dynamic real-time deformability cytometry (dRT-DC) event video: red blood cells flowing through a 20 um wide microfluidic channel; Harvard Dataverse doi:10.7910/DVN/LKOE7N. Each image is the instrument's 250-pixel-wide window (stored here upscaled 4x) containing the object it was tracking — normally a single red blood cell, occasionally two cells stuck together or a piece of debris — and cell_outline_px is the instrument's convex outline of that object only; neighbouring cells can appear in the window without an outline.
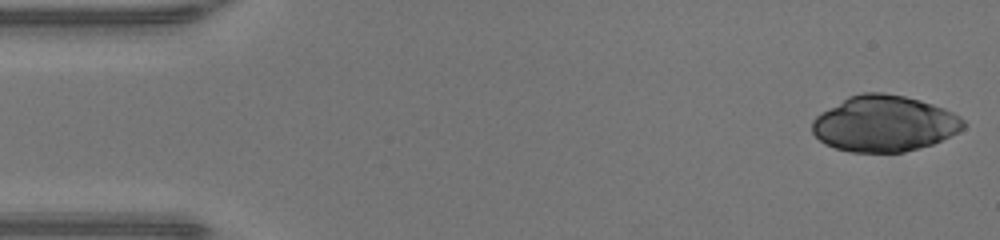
{"species": "human", "species_latin": "Homo sapiens", "temperature_condition": "warm", "stored_images_in_passage": 46, "camera_frame_rate_fps": 3000, "um_per_image_px": 0.085, "donor": {"sex": "male"}, "frame": {"image": 1, "passage_image": 1, "time_ms": 0.0, "image_size_px": [1000, 240], "cell_outline_px": [[968, 124], [964, 128], [932, 144], [904, 152], [852, 152], [836, 148], [824, 144], [812, 132], [812, 120], [816, 116], [848, 96], [864, 92], [884, 92], [904, 96], [920, 100], [944, 108], [960, 116]], "centroid_in_image_um": [75.16, 10.5], "position_along_channel_um": 9.8, "area_um2": 49.19}}
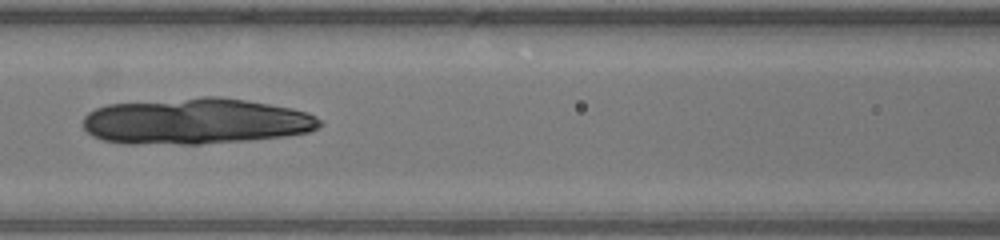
{"frame": {"image": 2, "passage_image": 20, "time_ms": 6.333, "image_size_px": [1000, 240], "cell_outline_px": [[324, 124], [308, 132], [284, 136], [248, 140], [200, 144], [124, 144], [104, 140], [92, 136], [84, 128], [84, 116], [88, 112], [104, 104], [200, 96], [220, 96], [292, 108], [308, 112], [316, 116]], "centroid_in_image_um": [16.61, 10.3], "position_along_channel_um": 150.0, "area_um2": 64.04}}
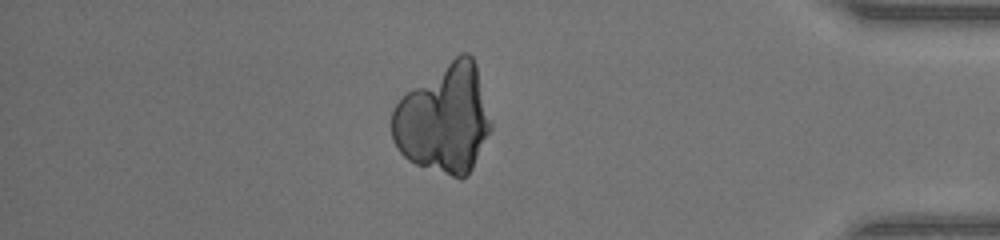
{"frame": {"image": 3, "passage_image": 40, "time_ms": 13.0, "image_size_px": [1000, 240], "cell_outline_px": [[492, 128], [468, 176], [452, 176], [416, 164], [408, 160], [400, 152], [392, 140], [388, 124], [392, 112], [396, 104], [408, 92], [460, 52], [468, 52], [472, 56], [476, 64], [492, 124]], "centroid_in_image_um": [37.73, 10.11], "position_along_channel_um": 397.5, "area_um2": 62.31}}